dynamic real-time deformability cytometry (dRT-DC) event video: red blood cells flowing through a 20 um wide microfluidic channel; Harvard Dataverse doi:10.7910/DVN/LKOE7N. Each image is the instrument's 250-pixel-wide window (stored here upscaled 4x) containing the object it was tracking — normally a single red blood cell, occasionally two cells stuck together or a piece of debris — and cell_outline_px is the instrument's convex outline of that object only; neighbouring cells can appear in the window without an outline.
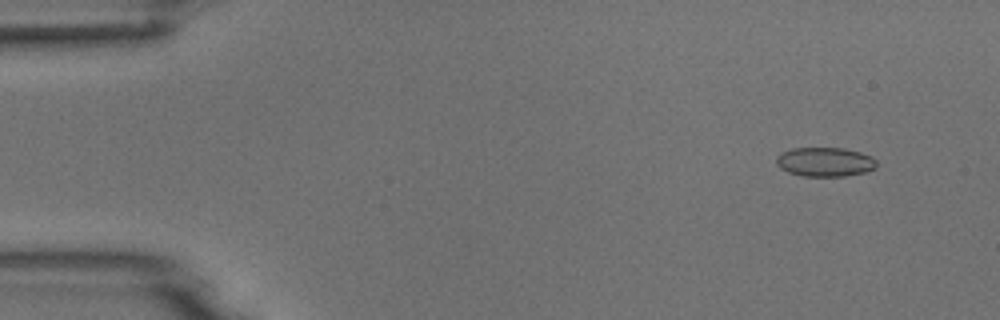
{"species": "common noctule bat (a hibernating species)", "species_latin": "Nyctalus noctula", "temperature_condition": "room temperature", "stored_images_in_passage": 6, "camera_frame_rate_fps": 3000, "um_per_image_px": 0.085, "animal": {"sex": "male", "body_mass_g": 18.8}, "frame": {"image": 1, "passage_image": 2, "time_ms": 0.333, "image_size_px": [1000, 320], "cell_outline_px": [[876, 168], [864, 172], [844, 176], [804, 176], [788, 172], [780, 168], [776, 164], [776, 156], [780, 152], [792, 148], [844, 148], [860, 152], [872, 156], [876, 160]], "centroid_in_image_um": [70.1, 13.75], "position_along_channel_um": 14.9, "area_um2": 17.17}}
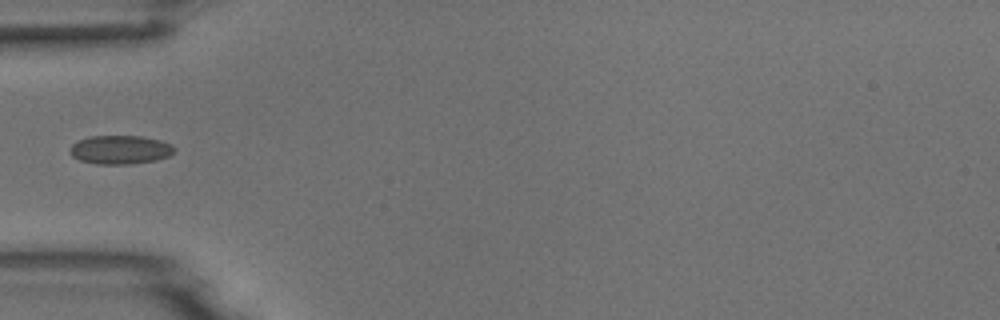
{"frame": {"image": 2, "passage_image": 5, "time_ms": 1.333, "image_size_px": [1000, 320], "cell_outline_px": [[176, 152], [168, 156], [156, 160], [132, 164], [96, 164], [80, 160], [72, 156], [68, 152], [68, 148], [72, 144], [88, 136], [140, 136], [160, 140], [172, 144], [176, 148]], "centroid_in_image_um": [10.22, 12.73], "position_along_channel_um": 74.8, "area_um2": 17.69}}